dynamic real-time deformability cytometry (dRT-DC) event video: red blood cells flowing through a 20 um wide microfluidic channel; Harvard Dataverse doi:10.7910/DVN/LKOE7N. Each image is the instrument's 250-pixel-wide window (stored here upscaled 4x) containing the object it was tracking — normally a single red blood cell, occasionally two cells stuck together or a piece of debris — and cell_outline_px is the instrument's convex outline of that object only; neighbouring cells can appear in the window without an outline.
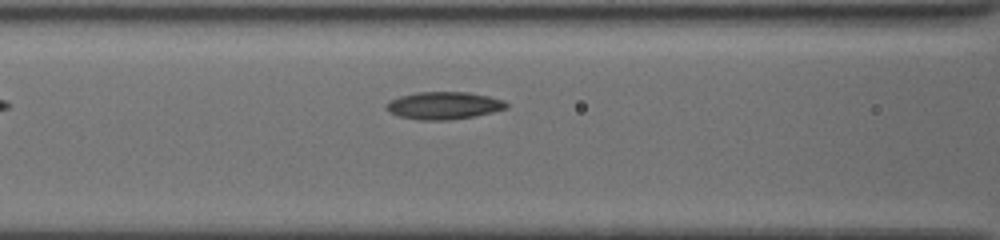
{"species": "common noctule bat (a hibernating species)", "species_latin": "Nyctalus noctula", "temperature_condition": "cold", "stored_images_in_passage": 5, "camera_frame_rate_fps": 3000, "um_per_image_px": 0.085, "animal": {"sex": "female", "body_mass_g": 19.5, "forearm_length_mm": 54.1}, "frame": {"image": 1, "passage_image": 4, "time_ms": 1.667, "image_size_px": [1000, 240], "cell_outline_px": [[508, 108], [476, 116], [448, 120], [420, 120], [400, 116], [388, 112], [384, 104], [400, 96], [416, 92], [468, 92], [488, 96], [504, 100], [508, 104]], "centroid_in_image_um": [37.73, 8.97], "position_along_channel_um": 128.9, "area_um2": 19.25}}